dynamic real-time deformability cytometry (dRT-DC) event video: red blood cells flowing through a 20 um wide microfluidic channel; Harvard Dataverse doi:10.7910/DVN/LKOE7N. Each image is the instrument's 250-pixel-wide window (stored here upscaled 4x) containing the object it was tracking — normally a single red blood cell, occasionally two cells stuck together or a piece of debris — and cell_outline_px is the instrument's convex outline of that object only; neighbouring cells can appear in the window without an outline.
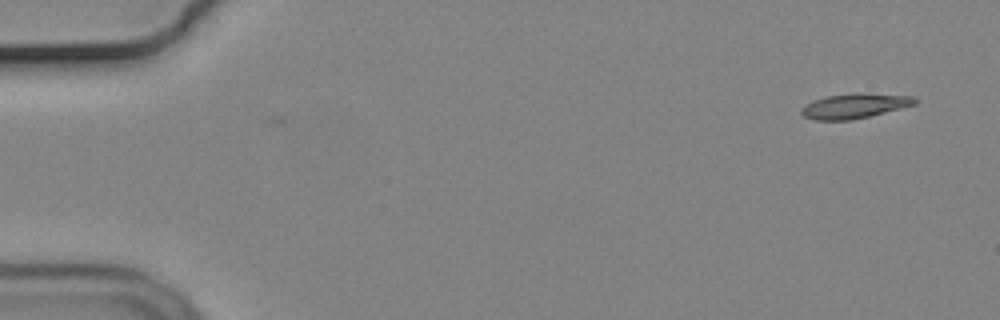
{"species": "common noctule bat (a hibernating species)", "species_latin": "Nyctalus noctula", "temperature_condition": "cold", "stored_images_in_passage": 2, "camera_frame_rate_fps": 3000, "um_per_image_px": 0.085, "animal": {"sex": "male", "body_mass_g": 19.2, "forearm_length_mm": 51.8}, "frame": {"image": 1, "passage_image": 1, "time_ms": 0.0, "image_size_px": [1000, 320], "cell_outline_px": [[916, 104], [852, 120], [816, 120], [804, 116], [800, 112], [800, 108], [804, 104], [812, 100], [828, 96], [916, 96]], "centroid_in_image_um": [72.52, 9.07], "position_along_channel_um": 12.5, "area_um2": 15.2}}